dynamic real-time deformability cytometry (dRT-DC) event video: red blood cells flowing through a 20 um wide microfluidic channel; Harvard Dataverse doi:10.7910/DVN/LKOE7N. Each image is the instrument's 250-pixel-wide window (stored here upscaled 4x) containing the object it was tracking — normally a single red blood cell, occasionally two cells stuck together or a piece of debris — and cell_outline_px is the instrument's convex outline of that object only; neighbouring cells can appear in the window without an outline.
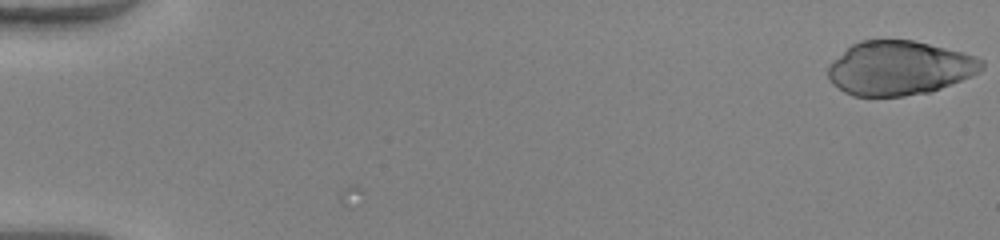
{"species": "human", "species_latin": "Homo sapiens", "temperature_condition": "warm", "stored_images_in_passage": 51, "camera_frame_rate_fps": 3000, "um_per_image_px": 0.085, "donor": {"sex": "female"}, "frame": {"image": 1, "passage_image": 1, "time_ms": 0.0, "image_size_px": [1000, 240], "cell_outline_px": [[984, 68], [980, 72], [972, 76], [940, 88], [928, 92], [904, 96], [852, 96], [844, 92], [832, 84], [828, 80], [828, 64], [832, 60], [852, 44], [860, 40], [912, 40], [964, 52], [976, 56], [984, 60]], "centroid_in_image_um": [76.44, 5.78], "position_along_channel_um": 8.6, "area_um2": 48.78}}
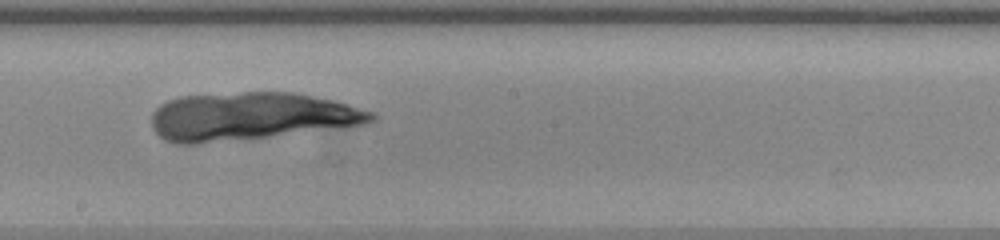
{"frame": {"image": 2, "passage_image": 30, "time_ms": 9.667, "image_size_px": [1000, 240], "cell_outline_px": [[376, 120], [368, 124], [268, 136], [196, 144], [176, 144], [164, 140], [152, 128], [152, 112], [160, 104], [168, 100], [180, 96], [244, 92], [292, 92], [332, 100], [348, 104], [376, 112]], "centroid_in_image_um": [21.31, 9.88], "position_along_channel_um": 226.9, "area_um2": 61.15}}
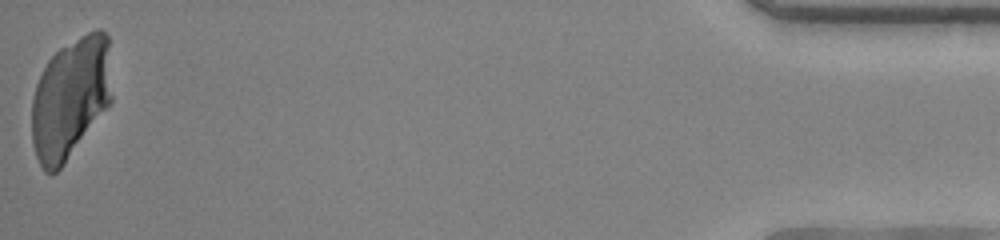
{"frame": {"image": 3, "passage_image": 51, "time_ms": 16.667, "image_size_px": [1000, 240], "cell_outline_px": [[112, 100], [64, 164], [52, 176], [44, 172], [36, 156], [32, 144], [32, 100], [36, 84], [48, 60], [60, 48], [88, 32], [96, 28], [100, 28], [108, 36], [112, 96]], "centroid_in_image_um": [5.98, 8.34], "position_along_channel_um": 429.2, "area_um2": 56.41}}